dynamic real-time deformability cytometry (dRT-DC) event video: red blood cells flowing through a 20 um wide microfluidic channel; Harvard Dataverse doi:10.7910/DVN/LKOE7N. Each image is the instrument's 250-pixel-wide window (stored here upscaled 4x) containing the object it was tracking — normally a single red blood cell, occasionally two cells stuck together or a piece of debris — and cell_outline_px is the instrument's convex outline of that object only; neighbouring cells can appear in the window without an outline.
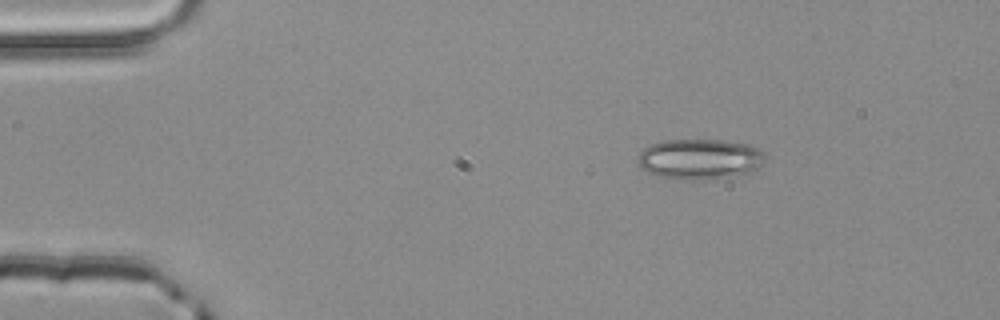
{"species": "common noctule bat (a hibernating species)", "species_latin": "Nyctalus noctula", "temperature_condition": "room temperature", "stored_images_in_passage": 4, "camera_frame_rate_fps": 3000, "um_per_image_px": 0.085, "animal": {"sex": "male", "body_mass_g": 20.4}, "frame": {"image": 1, "passage_image": 2, "time_ms": 0.333, "image_size_px": [1000, 320], "cell_outline_px": [[764, 160], [756, 168], [748, 172], [728, 176], [692, 180], [660, 176], [648, 172], [640, 168], [636, 160], [636, 156], [644, 148], [652, 144], [664, 140], [724, 140], [748, 144], [760, 148], [764, 156]], "centroid_in_image_um": [59.43, 13.49], "position_along_channel_um": 25.6, "area_um2": 29.65}}